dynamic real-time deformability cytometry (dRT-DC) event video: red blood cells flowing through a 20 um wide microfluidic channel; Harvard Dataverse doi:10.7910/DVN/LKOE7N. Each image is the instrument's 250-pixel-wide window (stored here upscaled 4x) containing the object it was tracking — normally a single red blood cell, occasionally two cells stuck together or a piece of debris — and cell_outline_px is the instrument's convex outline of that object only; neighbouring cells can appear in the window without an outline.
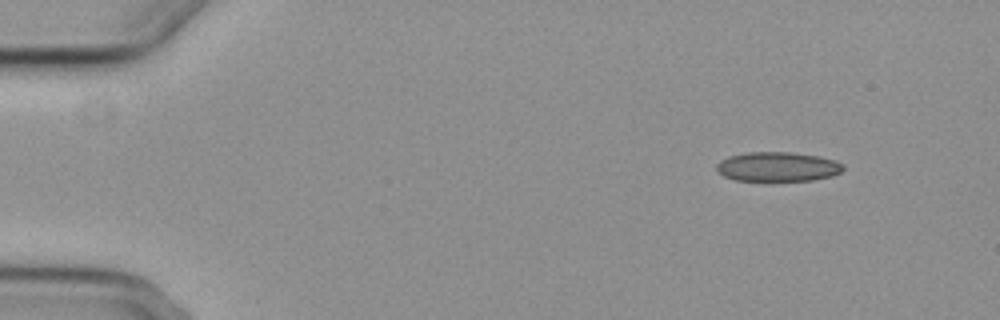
{"species": "common noctule bat (a hibernating species)", "species_latin": "Nyctalus noctula", "temperature_condition": "cold", "stored_images_in_passage": 6, "camera_frame_rate_fps": 3000, "um_per_image_px": 0.085, "animal": {"sex": "female", "body_mass_g": 29.2, "forearm_length_mm": 56.3}, "frame": {"image": 1, "passage_image": 1, "time_ms": 0.0, "image_size_px": [1000, 320], "cell_outline_px": [[844, 168], [840, 172], [832, 176], [812, 180], [736, 180], [724, 176], [716, 168], [716, 164], [720, 160], [728, 156], [748, 152], [792, 152], [820, 156], [836, 160], [844, 164]], "centroid_in_image_um": [66.13, 14.15], "position_along_channel_um": 18.9, "area_um2": 21.73}}